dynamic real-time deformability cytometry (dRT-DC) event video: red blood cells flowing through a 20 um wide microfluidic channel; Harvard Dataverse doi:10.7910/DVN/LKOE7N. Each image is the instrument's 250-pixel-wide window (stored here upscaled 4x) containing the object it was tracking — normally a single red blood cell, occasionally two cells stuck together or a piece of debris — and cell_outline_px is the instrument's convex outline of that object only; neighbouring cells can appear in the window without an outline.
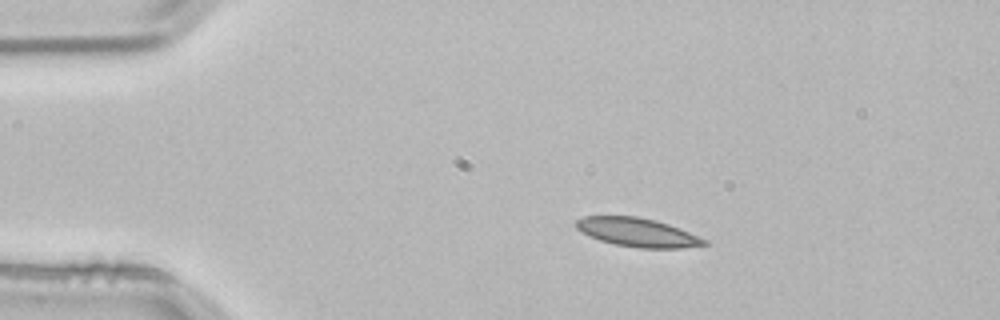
{"species": "common noctule bat (a hibernating species)", "species_latin": "Nyctalus noctula", "temperature_condition": "room temperature", "stored_images_in_passage": 2, "camera_frame_rate_fps": 3000, "um_per_image_px": 0.085, "animal": {"sex": "male", "body_mass_g": 21.5, "forearm_length_mm": 52.0}, "frame": {"image": 1, "passage_image": 1, "time_ms": 0.0, "image_size_px": [1000, 320], "cell_outline_px": [[708, 244], [680, 248], [640, 248], [616, 244], [600, 240], [576, 228], [576, 220], [584, 216], [636, 216], [656, 220], [668, 224], [708, 240]], "centroid_in_image_um": [54.2, 19.74], "position_along_channel_um": 30.8, "area_um2": 21.1}}